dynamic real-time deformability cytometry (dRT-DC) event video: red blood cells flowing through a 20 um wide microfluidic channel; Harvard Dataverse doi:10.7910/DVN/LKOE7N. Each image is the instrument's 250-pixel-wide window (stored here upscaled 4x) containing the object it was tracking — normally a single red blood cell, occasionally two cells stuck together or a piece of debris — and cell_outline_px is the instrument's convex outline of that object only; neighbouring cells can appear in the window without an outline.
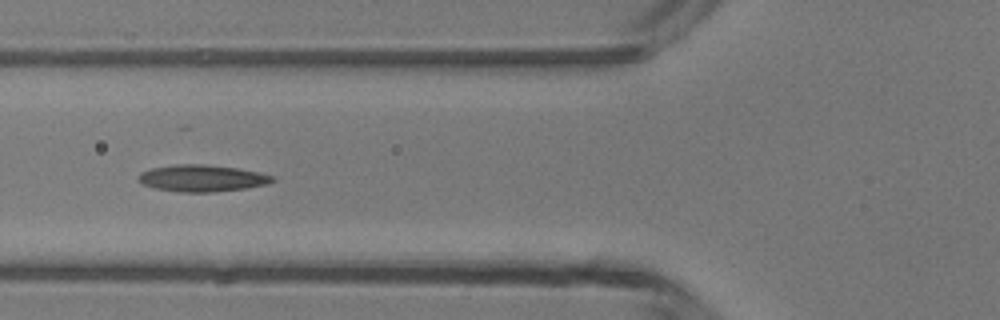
{"species": "common noctule bat (a hibernating species)", "species_latin": "Nyctalus noctula", "temperature_condition": "room temperature", "stored_images_in_passage": 6, "camera_frame_rate_fps": 3000, "um_per_image_px": 0.085, "animal": {"sex": "male", "body_mass_g": 13.3}, "frame": {"image": 1, "passage_image": 5, "time_ms": 4.667, "image_size_px": [1000, 320], "cell_outline_px": [[276, 180], [268, 184], [244, 188], [212, 192], [180, 192], [156, 188], [140, 184], [136, 180], [136, 176], [140, 172], [152, 168], [176, 164], [204, 164], [236, 168], [260, 172], [276, 176]], "centroid_in_image_um": [17.15, 15.14], "position_along_channel_um": 108.6, "area_um2": 21.1}}
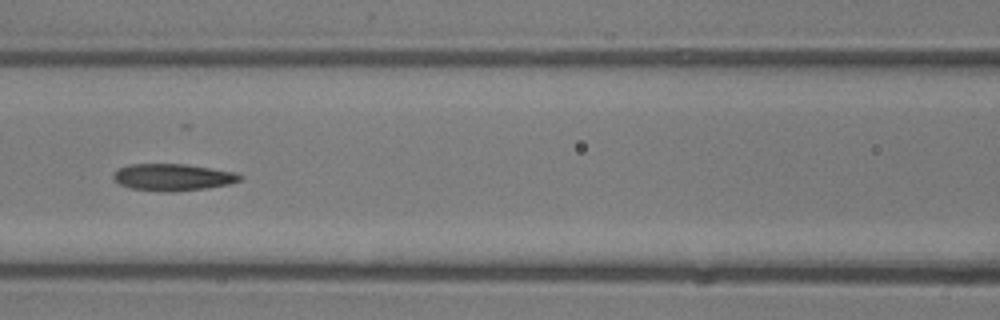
{"frame": {"image": 2, "passage_image": 6, "time_ms": 5.667, "image_size_px": [1000, 320], "cell_outline_px": [[244, 176], [240, 180], [228, 184], [204, 188], [172, 192], [160, 192], [128, 188], [120, 184], [112, 176], [120, 168], [128, 164], [184, 164], [236, 172]], "centroid_in_image_um": [14.68, 15.07], "position_along_channel_um": 151.9, "area_um2": 19.77}}